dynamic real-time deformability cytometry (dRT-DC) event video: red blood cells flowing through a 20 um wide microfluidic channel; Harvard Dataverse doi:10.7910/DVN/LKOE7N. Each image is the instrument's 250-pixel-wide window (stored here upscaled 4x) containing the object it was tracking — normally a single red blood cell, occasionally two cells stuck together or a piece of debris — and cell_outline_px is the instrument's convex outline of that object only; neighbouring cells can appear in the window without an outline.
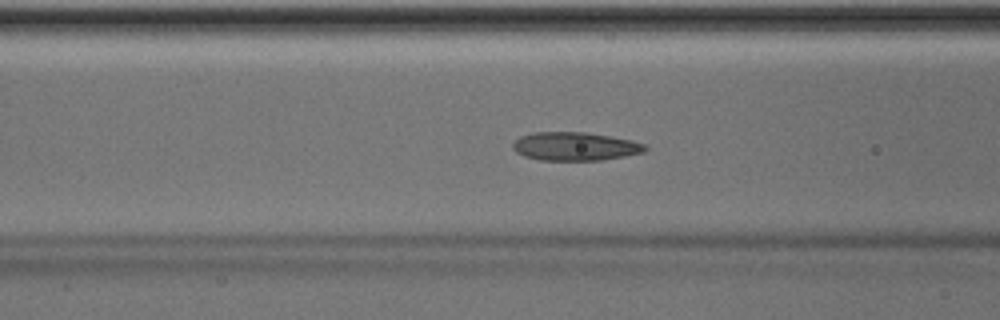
{"species": "Egyptian fruit bat (a non-hibernating species)", "species_latin": "Rousettus aegyptiacus", "temperature_condition": "room temperature", "stored_images_in_passage": 36, "camera_frame_rate_fps": 3000, "um_per_image_px": 0.085, "animal": {"sex": "male"}, "frame": {"image": 1, "passage_image": 6, "time_ms": 1.667, "image_size_px": [1000, 320], "cell_outline_px": [[648, 148], [644, 152], [624, 156], [600, 160], [540, 160], [524, 156], [516, 152], [512, 148], [512, 144], [520, 136], [532, 132], [584, 132], [632, 140], [648, 144]], "centroid_in_image_um": [48.88, 12.44], "position_along_channel_um": 117.7, "area_um2": 21.96}}
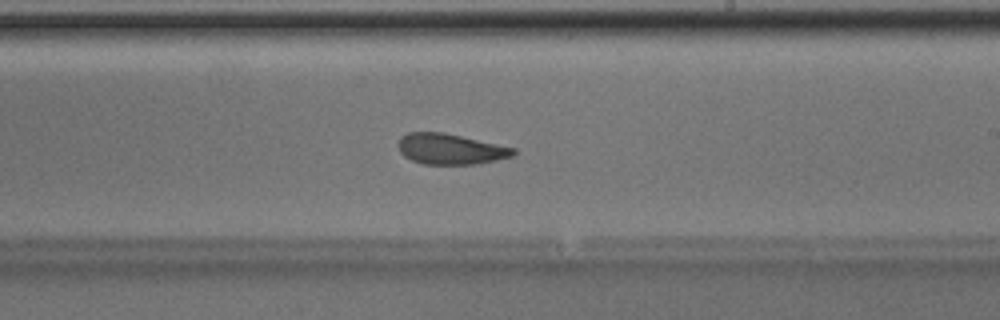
{"frame": {"image": 2, "passage_image": 16, "time_ms": 5.0, "image_size_px": [1000, 320], "cell_outline_px": [[516, 152], [512, 156], [496, 160], [476, 164], [424, 164], [412, 160], [404, 156], [400, 152], [396, 144], [400, 136], [408, 132], [444, 132], [516, 148]], "centroid_in_image_um": [38.25, 12.66], "position_along_channel_um": 250.8, "area_um2": 20.69}}
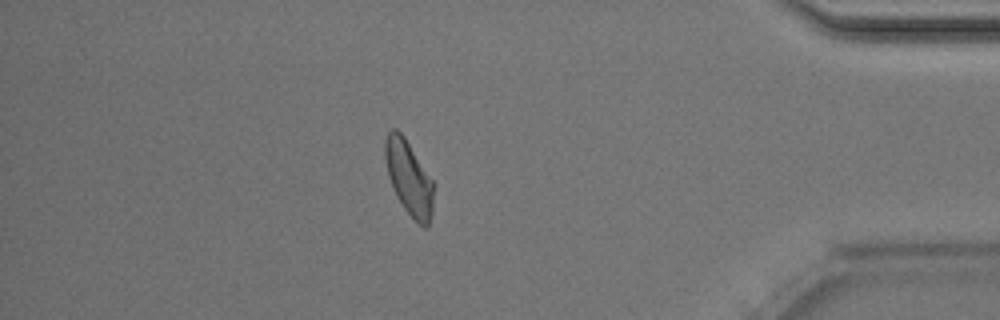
{"frame": {"image": 3, "passage_image": 30, "time_ms": 9.667, "image_size_px": [1000, 320], "cell_outline_px": [[432, 212], [428, 228], [424, 228], [416, 224], [404, 208], [396, 196], [388, 176], [384, 156], [384, 140], [388, 132], [392, 128], [396, 128], [404, 136], [432, 180]], "centroid_in_image_um": [34.72, 15.14], "position_along_channel_um": 400.5, "area_um2": 20.98}, "authors_computed_cell_mechanics": {"area_um2": 21.1548, "velocity_mm_per_s": 4.0076, "shape_relaxation_time_tau1_ms": 7.2386, "shape_relaxation_time_tau2_ms": 2.5625, "deformation_change_tau1": 0.1575, "deformation_change_tau2": 0.0787}}